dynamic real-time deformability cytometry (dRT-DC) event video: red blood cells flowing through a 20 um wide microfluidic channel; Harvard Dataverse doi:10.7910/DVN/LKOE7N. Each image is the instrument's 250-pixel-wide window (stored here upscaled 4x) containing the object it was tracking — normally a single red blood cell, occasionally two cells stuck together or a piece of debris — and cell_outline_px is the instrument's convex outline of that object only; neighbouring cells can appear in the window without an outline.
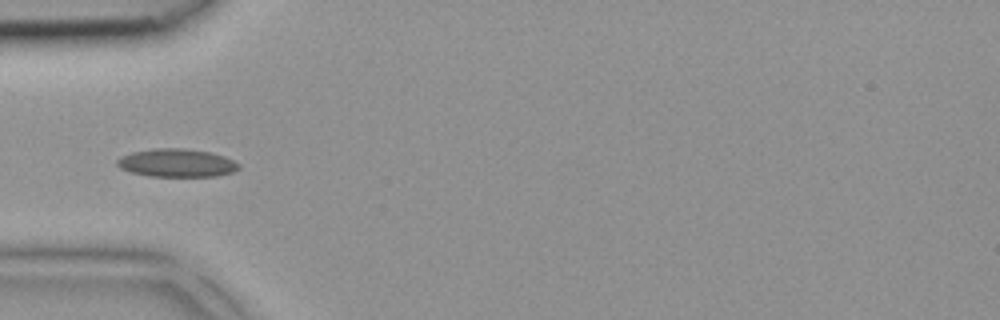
{"species": "common noctule bat (a hibernating species)", "species_latin": "Nyctalus noctula", "temperature_condition": "room temperature", "stored_images_in_passage": 6, "camera_frame_rate_fps": 3000, "um_per_image_px": 0.085, "animal": {"sex": "female", "body_mass_g": 18.4}, "frame": {"image": 1, "passage_image": 4, "time_ms": 1.0, "image_size_px": [1000, 320], "cell_outline_px": [[240, 168], [232, 172], [216, 176], [148, 176], [132, 172], [120, 168], [116, 164], [116, 160], [120, 156], [132, 152], [156, 148], [184, 148], [208, 152], [224, 156], [240, 164]], "centroid_in_image_um": [15.0, 13.84], "position_along_channel_um": 70.0, "area_um2": 19.88}}